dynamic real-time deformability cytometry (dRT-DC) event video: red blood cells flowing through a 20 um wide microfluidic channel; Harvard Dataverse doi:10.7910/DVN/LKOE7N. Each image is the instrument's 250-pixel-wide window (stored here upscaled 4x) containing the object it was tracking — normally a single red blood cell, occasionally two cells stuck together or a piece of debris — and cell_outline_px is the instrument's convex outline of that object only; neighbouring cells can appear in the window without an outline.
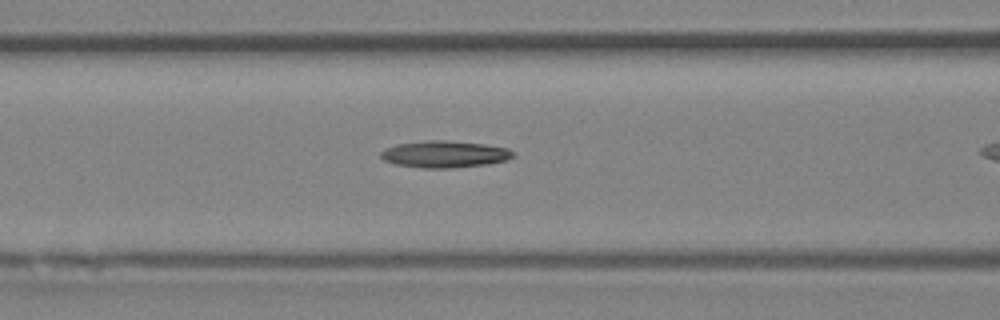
{"species": "Egyptian fruit bat (a non-hibernating species)", "species_latin": "Rousettus aegyptiacus", "temperature_condition": "room temperature", "stored_images_in_passage": 29, "camera_frame_rate_fps": 3000, "um_per_image_px": 0.085, "animal": {"sex": "female"}, "frame": {"image": 1, "passage_image": 13, "time_ms": 4.0, "image_size_px": [1000, 320], "cell_outline_px": [[516, 156], [508, 160], [484, 164], [448, 168], [424, 168], [396, 164], [384, 160], [380, 156], [380, 152], [384, 148], [396, 144], [428, 140], [444, 140], [484, 144], [508, 148]], "centroid_in_image_um": [37.77, 13.1], "position_along_channel_um": 128.8, "area_um2": 20.58}}